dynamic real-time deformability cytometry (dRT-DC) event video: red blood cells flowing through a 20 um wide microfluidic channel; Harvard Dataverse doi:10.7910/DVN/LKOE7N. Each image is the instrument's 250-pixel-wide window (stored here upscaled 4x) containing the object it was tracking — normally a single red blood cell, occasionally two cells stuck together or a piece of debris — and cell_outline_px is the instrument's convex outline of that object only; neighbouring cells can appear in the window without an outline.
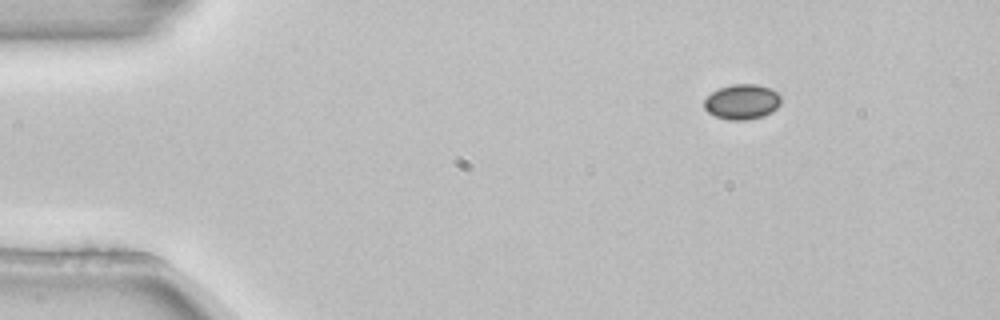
{"species": "common noctule bat (a hibernating species)", "species_latin": "Nyctalus noctula", "temperature_condition": "room temperature", "stored_images_in_passage": 3, "camera_frame_rate_fps": 3000, "um_per_image_px": 0.085, "animal": {"sex": "female", "body_mass_g": 22.7, "forearm_length_mm": 54.2}, "frame": {"image": 1, "passage_image": 1, "time_ms": 0.0, "image_size_px": [1000, 320], "cell_outline_px": [[780, 104], [772, 112], [764, 116], [744, 120], [728, 120], [716, 116], [708, 112], [704, 108], [704, 100], [712, 92], [720, 88], [732, 84], [756, 84], [768, 88], [776, 92], [780, 96]], "centroid_in_image_um": [63.06, 8.66], "position_along_channel_um": 21.9, "area_um2": 15.61}}